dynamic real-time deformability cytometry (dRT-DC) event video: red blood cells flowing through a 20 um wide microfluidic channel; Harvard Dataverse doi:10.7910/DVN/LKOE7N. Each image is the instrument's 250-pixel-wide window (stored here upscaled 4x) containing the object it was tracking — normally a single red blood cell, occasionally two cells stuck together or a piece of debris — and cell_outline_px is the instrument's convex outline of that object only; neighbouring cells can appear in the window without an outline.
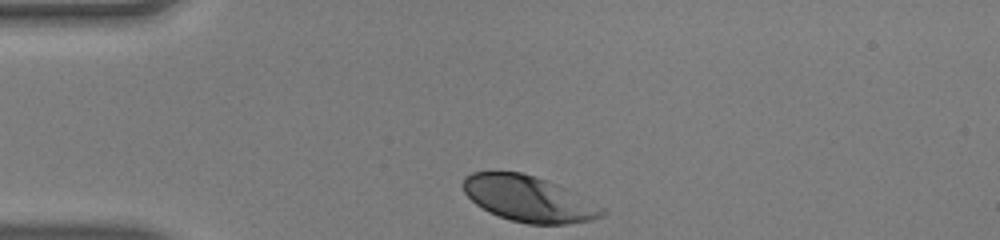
{"species": "human", "species_latin": "Homo sapiens", "temperature_condition": "warm", "stored_images_in_passage": 30, "camera_frame_rate_fps": 3000, "um_per_image_px": 0.085, "donor": {"sex": "male"}, "frame": {"image": 1, "passage_image": 1, "time_ms": 0.0, "image_size_px": [1000, 240], "cell_outline_px": [[604, 212], [600, 216], [592, 220], [568, 224], [528, 224], [512, 220], [488, 212], [476, 204], [464, 192], [464, 176], [472, 172], [520, 172], [536, 176], [568, 188], [604, 208]], "centroid_in_image_um": [44.94, 16.89], "position_along_channel_um": 40.1, "area_um2": 36.93}}
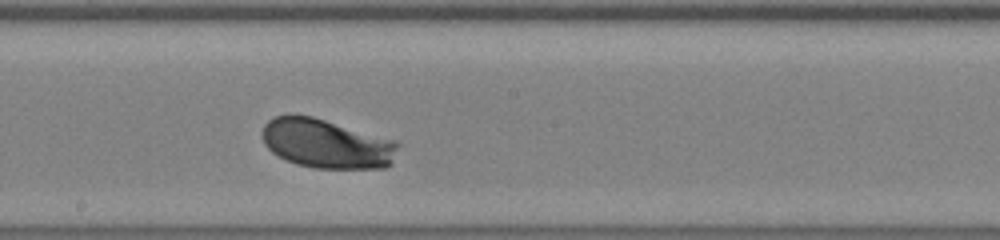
{"frame": {"image": 2, "passage_image": 17, "time_ms": 5.333, "image_size_px": [1000, 240], "cell_outline_px": [[400, 144], [392, 164], [388, 168], [312, 168], [296, 164], [272, 152], [264, 144], [264, 124], [268, 120], [276, 116], [312, 116], [396, 140]], "centroid_in_image_um": [27.82, 12.23], "position_along_channel_um": 220.4, "area_um2": 38.78}}
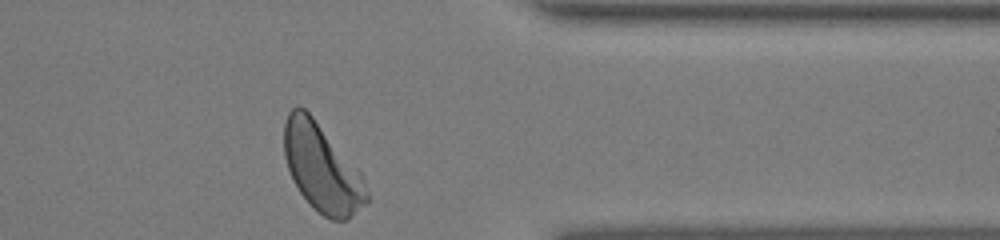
{"frame": {"image": 3, "passage_image": 30, "time_ms": 9.667, "image_size_px": [1000, 240], "cell_outline_px": [[368, 200], [348, 220], [332, 220], [324, 216], [300, 192], [292, 180], [284, 156], [284, 124], [288, 112], [292, 108], [304, 108], [312, 116], [360, 172], [364, 180], [368, 192]], "centroid_in_image_um": [27.35, 14.29], "position_along_channel_um": 384.1, "area_um2": 41.38}, "authors_computed_cell_mechanics": {"area_um2": 38.5815, "velocity_mm_per_s": 4.0366, "shape_relaxation_time_tau1_ms": 1.0774, "shape_relaxation_time_tau2_ms": 4.8096, "deformation_change_tau1": 0.1129, "deformation_change_tau2": 0.0923}}